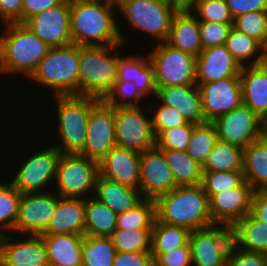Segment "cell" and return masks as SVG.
<instances>
[{"mask_svg":"<svg viewBox=\"0 0 267 266\" xmlns=\"http://www.w3.org/2000/svg\"><path fill=\"white\" fill-rule=\"evenodd\" d=\"M241 68L225 45L210 47L196 57V83L240 77Z\"/></svg>","mask_w":267,"mask_h":266,"instance_id":"23","label":"cell"},{"mask_svg":"<svg viewBox=\"0 0 267 266\" xmlns=\"http://www.w3.org/2000/svg\"><path fill=\"white\" fill-rule=\"evenodd\" d=\"M232 243L248 252L267 255V223L258 220L251 212L232 227Z\"/></svg>","mask_w":267,"mask_h":266,"instance_id":"30","label":"cell"},{"mask_svg":"<svg viewBox=\"0 0 267 266\" xmlns=\"http://www.w3.org/2000/svg\"><path fill=\"white\" fill-rule=\"evenodd\" d=\"M232 25L199 21L202 49L225 45Z\"/></svg>","mask_w":267,"mask_h":266,"instance_id":"48","label":"cell"},{"mask_svg":"<svg viewBox=\"0 0 267 266\" xmlns=\"http://www.w3.org/2000/svg\"><path fill=\"white\" fill-rule=\"evenodd\" d=\"M147 53L154 68L156 86L196 84V57L165 41Z\"/></svg>","mask_w":267,"mask_h":266,"instance_id":"9","label":"cell"},{"mask_svg":"<svg viewBox=\"0 0 267 266\" xmlns=\"http://www.w3.org/2000/svg\"><path fill=\"white\" fill-rule=\"evenodd\" d=\"M114 146H116L114 107L100 100L90 112L86 141L80 154L99 162Z\"/></svg>","mask_w":267,"mask_h":266,"instance_id":"14","label":"cell"},{"mask_svg":"<svg viewBox=\"0 0 267 266\" xmlns=\"http://www.w3.org/2000/svg\"><path fill=\"white\" fill-rule=\"evenodd\" d=\"M192 266H225L232 244L230 226L213 224L192 230L189 235Z\"/></svg>","mask_w":267,"mask_h":266,"instance_id":"12","label":"cell"},{"mask_svg":"<svg viewBox=\"0 0 267 266\" xmlns=\"http://www.w3.org/2000/svg\"><path fill=\"white\" fill-rule=\"evenodd\" d=\"M190 230L176 225H169L155 218L151 231V252L163 253L185 246L189 242Z\"/></svg>","mask_w":267,"mask_h":266,"instance_id":"36","label":"cell"},{"mask_svg":"<svg viewBox=\"0 0 267 266\" xmlns=\"http://www.w3.org/2000/svg\"><path fill=\"white\" fill-rule=\"evenodd\" d=\"M0 35V75L22 74L30 78L49 46L23 23H7Z\"/></svg>","mask_w":267,"mask_h":266,"instance_id":"3","label":"cell"},{"mask_svg":"<svg viewBox=\"0 0 267 266\" xmlns=\"http://www.w3.org/2000/svg\"><path fill=\"white\" fill-rule=\"evenodd\" d=\"M122 46H79V95L100 100L107 96L117 81Z\"/></svg>","mask_w":267,"mask_h":266,"instance_id":"4","label":"cell"},{"mask_svg":"<svg viewBox=\"0 0 267 266\" xmlns=\"http://www.w3.org/2000/svg\"><path fill=\"white\" fill-rule=\"evenodd\" d=\"M154 266H192L189 242L168 252L151 253Z\"/></svg>","mask_w":267,"mask_h":266,"instance_id":"49","label":"cell"},{"mask_svg":"<svg viewBox=\"0 0 267 266\" xmlns=\"http://www.w3.org/2000/svg\"><path fill=\"white\" fill-rule=\"evenodd\" d=\"M157 102H158L157 107L155 106L154 108L151 109L150 104L147 105L148 107H146V109L149 108V110H151L149 113L152 114L151 122L154 135L156 138L164 130L173 127H179L181 125H185L188 123L187 120L181 115V113L177 109L167 106L165 104H161L159 101Z\"/></svg>","mask_w":267,"mask_h":266,"instance_id":"46","label":"cell"},{"mask_svg":"<svg viewBox=\"0 0 267 266\" xmlns=\"http://www.w3.org/2000/svg\"><path fill=\"white\" fill-rule=\"evenodd\" d=\"M105 1L118 6L123 0H105Z\"/></svg>","mask_w":267,"mask_h":266,"instance_id":"59","label":"cell"},{"mask_svg":"<svg viewBox=\"0 0 267 266\" xmlns=\"http://www.w3.org/2000/svg\"><path fill=\"white\" fill-rule=\"evenodd\" d=\"M165 42L197 57L203 50L199 20L193 13L175 14Z\"/></svg>","mask_w":267,"mask_h":266,"instance_id":"29","label":"cell"},{"mask_svg":"<svg viewBox=\"0 0 267 266\" xmlns=\"http://www.w3.org/2000/svg\"><path fill=\"white\" fill-rule=\"evenodd\" d=\"M152 229H115L109 236L116 252H151Z\"/></svg>","mask_w":267,"mask_h":266,"instance_id":"41","label":"cell"},{"mask_svg":"<svg viewBox=\"0 0 267 266\" xmlns=\"http://www.w3.org/2000/svg\"><path fill=\"white\" fill-rule=\"evenodd\" d=\"M117 8L132 29L149 34L156 44L166 41L176 14L165 0H123Z\"/></svg>","mask_w":267,"mask_h":266,"instance_id":"8","label":"cell"},{"mask_svg":"<svg viewBox=\"0 0 267 266\" xmlns=\"http://www.w3.org/2000/svg\"><path fill=\"white\" fill-rule=\"evenodd\" d=\"M176 187L172 169L160 149L154 147L141 153L139 190L143 198L155 200Z\"/></svg>","mask_w":267,"mask_h":266,"instance_id":"17","label":"cell"},{"mask_svg":"<svg viewBox=\"0 0 267 266\" xmlns=\"http://www.w3.org/2000/svg\"><path fill=\"white\" fill-rule=\"evenodd\" d=\"M117 6L105 0L70 1V31L79 46H113L127 43L118 26ZM117 16V17H116Z\"/></svg>","mask_w":267,"mask_h":266,"instance_id":"1","label":"cell"},{"mask_svg":"<svg viewBox=\"0 0 267 266\" xmlns=\"http://www.w3.org/2000/svg\"><path fill=\"white\" fill-rule=\"evenodd\" d=\"M176 14L193 13L199 0H165Z\"/></svg>","mask_w":267,"mask_h":266,"instance_id":"56","label":"cell"},{"mask_svg":"<svg viewBox=\"0 0 267 266\" xmlns=\"http://www.w3.org/2000/svg\"><path fill=\"white\" fill-rule=\"evenodd\" d=\"M50 266H82L83 235H40Z\"/></svg>","mask_w":267,"mask_h":266,"instance_id":"28","label":"cell"},{"mask_svg":"<svg viewBox=\"0 0 267 266\" xmlns=\"http://www.w3.org/2000/svg\"><path fill=\"white\" fill-rule=\"evenodd\" d=\"M56 205L57 194L52 191L22 194L14 231L24 236L42 235L53 216Z\"/></svg>","mask_w":267,"mask_h":266,"instance_id":"16","label":"cell"},{"mask_svg":"<svg viewBox=\"0 0 267 266\" xmlns=\"http://www.w3.org/2000/svg\"><path fill=\"white\" fill-rule=\"evenodd\" d=\"M146 55L123 56L120 54L116 82L133 81L145 98L151 96L154 99L157 91L154 68L147 53Z\"/></svg>","mask_w":267,"mask_h":266,"instance_id":"25","label":"cell"},{"mask_svg":"<svg viewBox=\"0 0 267 266\" xmlns=\"http://www.w3.org/2000/svg\"><path fill=\"white\" fill-rule=\"evenodd\" d=\"M23 0H0L2 23H22Z\"/></svg>","mask_w":267,"mask_h":266,"instance_id":"53","label":"cell"},{"mask_svg":"<svg viewBox=\"0 0 267 266\" xmlns=\"http://www.w3.org/2000/svg\"><path fill=\"white\" fill-rule=\"evenodd\" d=\"M225 266H267V255L242 250L232 243L226 256Z\"/></svg>","mask_w":267,"mask_h":266,"instance_id":"50","label":"cell"},{"mask_svg":"<svg viewBox=\"0 0 267 266\" xmlns=\"http://www.w3.org/2000/svg\"><path fill=\"white\" fill-rule=\"evenodd\" d=\"M166 163L172 169L177 186H195L202 184V165L193 160L187 151L160 149Z\"/></svg>","mask_w":267,"mask_h":266,"instance_id":"32","label":"cell"},{"mask_svg":"<svg viewBox=\"0 0 267 266\" xmlns=\"http://www.w3.org/2000/svg\"><path fill=\"white\" fill-rule=\"evenodd\" d=\"M62 152L53 144L24 158L11 183L22 193L45 192L51 182L55 184L57 165ZM46 187V189H45Z\"/></svg>","mask_w":267,"mask_h":266,"instance_id":"11","label":"cell"},{"mask_svg":"<svg viewBox=\"0 0 267 266\" xmlns=\"http://www.w3.org/2000/svg\"><path fill=\"white\" fill-rule=\"evenodd\" d=\"M144 108L141 106L114 107L116 146L138 153L156 147L151 114L147 117L146 113L149 109Z\"/></svg>","mask_w":267,"mask_h":266,"instance_id":"10","label":"cell"},{"mask_svg":"<svg viewBox=\"0 0 267 266\" xmlns=\"http://www.w3.org/2000/svg\"><path fill=\"white\" fill-rule=\"evenodd\" d=\"M263 136L267 138V118L263 121Z\"/></svg>","mask_w":267,"mask_h":266,"instance_id":"58","label":"cell"},{"mask_svg":"<svg viewBox=\"0 0 267 266\" xmlns=\"http://www.w3.org/2000/svg\"><path fill=\"white\" fill-rule=\"evenodd\" d=\"M140 155L136 151L114 146L99 161V175L139 189Z\"/></svg>","mask_w":267,"mask_h":266,"instance_id":"21","label":"cell"},{"mask_svg":"<svg viewBox=\"0 0 267 266\" xmlns=\"http://www.w3.org/2000/svg\"><path fill=\"white\" fill-rule=\"evenodd\" d=\"M57 106L59 142L56 147L65 154H80L84 149L89 115L100 101L83 95L54 96Z\"/></svg>","mask_w":267,"mask_h":266,"instance_id":"6","label":"cell"},{"mask_svg":"<svg viewBox=\"0 0 267 266\" xmlns=\"http://www.w3.org/2000/svg\"><path fill=\"white\" fill-rule=\"evenodd\" d=\"M263 61L264 64H267V38L265 43L263 44Z\"/></svg>","mask_w":267,"mask_h":266,"instance_id":"57","label":"cell"},{"mask_svg":"<svg viewBox=\"0 0 267 266\" xmlns=\"http://www.w3.org/2000/svg\"><path fill=\"white\" fill-rule=\"evenodd\" d=\"M64 0H23L22 23L31 16L62 3Z\"/></svg>","mask_w":267,"mask_h":266,"instance_id":"54","label":"cell"},{"mask_svg":"<svg viewBox=\"0 0 267 266\" xmlns=\"http://www.w3.org/2000/svg\"><path fill=\"white\" fill-rule=\"evenodd\" d=\"M244 149L234 144L217 141L202 166L203 172L242 171Z\"/></svg>","mask_w":267,"mask_h":266,"instance_id":"35","label":"cell"},{"mask_svg":"<svg viewBox=\"0 0 267 266\" xmlns=\"http://www.w3.org/2000/svg\"><path fill=\"white\" fill-rule=\"evenodd\" d=\"M233 18L248 12H267V0H226Z\"/></svg>","mask_w":267,"mask_h":266,"instance_id":"52","label":"cell"},{"mask_svg":"<svg viewBox=\"0 0 267 266\" xmlns=\"http://www.w3.org/2000/svg\"><path fill=\"white\" fill-rule=\"evenodd\" d=\"M207 122L230 112L243 104L240 77H227L213 82L196 83Z\"/></svg>","mask_w":267,"mask_h":266,"instance_id":"18","label":"cell"},{"mask_svg":"<svg viewBox=\"0 0 267 266\" xmlns=\"http://www.w3.org/2000/svg\"><path fill=\"white\" fill-rule=\"evenodd\" d=\"M145 97L133 81L116 82L103 101L111 107L142 106ZM141 102V103H140Z\"/></svg>","mask_w":267,"mask_h":266,"instance_id":"44","label":"cell"},{"mask_svg":"<svg viewBox=\"0 0 267 266\" xmlns=\"http://www.w3.org/2000/svg\"><path fill=\"white\" fill-rule=\"evenodd\" d=\"M242 171L203 172L202 186L207 195H215L238 187L244 181Z\"/></svg>","mask_w":267,"mask_h":266,"instance_id":"42","label":"cell"},{"mask_svg":"<svg viewBox=\"0 0 267 266\" xmlns=\"http://www.w3.org/2000/svg\"><path fill=\"white\" fill-rule=\"evenodd\" d=\"M156 101L177 109L187 122L203 124L207 120L202 109V98L197 84L157 86Z\"/></svg>","mask_w":267,"mask_h":266,"instance_id":"22","label":"cell"},{"mask_svg":"<svg viewBox=\"0 0 267 266\" xmlns=\"http://www.w3.org/2000/svg\"><path fill=\"white\" fill-rule=\"evenodd\" d=\"M251 213L258 220L267 223V189H259L253 192Z\"/></svg>","mask_w":267,"mask_h":266,"instance_id":"55","label":"cell"},{"mask_svg":"<svg viewBox=\"0 0 267 266\" xmlns=\"http://www.w3.org/2000/svg\"><path fill=\"white\" fill-rule=\"evenodd\" d=\"M29 80L47 87L53 96L79 95V45L49 48Z\"/></svg>","mask_w":267,"mask_h":266,"instance_id":"5","label":"cell"},{"mask_svg":"<svg viewBox=\"0 0 267 266\" xmlns=\"http://www.w3.org/2000/svg\"><path fill=\"white\" fill-rule=\"evenodd\" d=\"M195 125L188 122L185 125L164 130L156 138V147L158 149H173L178 151L187 150Z\"/></svg>","mask_w":267,"mask_h":266,"instance_id":"47","label":"cell"},{"mask_svg":"<svg viewBox=\"0 0 267 266\" xmlns=\"http://www.w3.org/2000/svg\"><path fill=\"white\" fill-rule=\"evenodd\" d=\"M113 266H154L150 252H116Z\"/></svg>","mask_w":267,"mask_h":266,"instance_id":"51","label":"cell"},{"mask_svg":"<svg viewBox=\"0 0 267 266\" xmlns=\"http://www.w3.org/2000/svg\"><path fill=\"white\" fill-rule=\"evenodd\" d=\"M154 202L156 219L163 223L190 231L213 225L209 198L202 185L177 186Z\"/></svg>","mask_w":267,"mask_h":266,"instance_id":"2","label":"cell"},{"mask_svg":"<svg viewBox=\"0 0 267 266\" xmlns=\"http://www.w3.org/2000/svg\"><path fill=\"white\" fill-rule=\"evenodd\" d=\"M225 46L241 67L255 66L264 63L263 45L255 38L233 27L229 32Z\"/></svg>","mask_w":267,"mask_h":266,"instance_id":"34","label":"cell"},{"mask_svg":"<svg viewBox=\"0 0 267 266\" xmlns=\"http://www.w3.org/2000/svg\"><path fill=\"white\" fill-rule=\"evenodd\" d=\"M22 193L9 181H0V235L14 232ZM3 229V230H2Z\"/></svg>","mask_w":267,"mask_h":266,"instance_id":"40","label":"cell"},{"mask_svg":"<svg viewBox=\"0 0 267 266\" xmlns=\"http://www.w3.org/2000/svg\"><path fill=\"white\" fill-rule=\"evenodd\" d=\"M217 141L218 135L212 122L196 124L186 151L193 160L203 166Z\"/></svg>","mask_w":267,"mask_h":266,"instance_id":"38","label":"cell"},{"mask_svg":"<svg viewBox=\"0 0 267 266\" xmlns=\"http://www.w3.org/2000/svg\"><path fill=\"white\" fill-rule=\"evenodd\" d=\"M84 217V235L109 237L116 229L117 214L93 196L85 199Z\"/></svg>","mask_w":267,"mask_h":266,"instance_id":"33","label":"cell"},{"mask_svg":"<svg viewBox=\"0 0 267 266\" xmlns=\"http://www.w3.org/2000/svg\"><path fill=\"white\" fill-rule=\"evenodd\" d=\"M242 172L254 191L267 189V138L262 136L244 148Z\"/></svg>","mask_w":267,"mask_h":266,"instance_id":"31","label":"cell"},{"mask_svg":"<svg viewBox=\"0 0 267 266\" xmlns=\"http://www.w3.org/2000/svg\"><path fill=\"white\" fill-rule=\"evenodd\" d=\"M218 140L243 149L263 136V120L248 106L242 104L212 122Z\"/></svg>","mask_w":267,"mask_h":266,"instance_id":"13","label":"cell"},{"mask_svg":"<svg viewBox=\"0 0 267 266\" xmlns=\"http://www.w3.org/2000/svg\"><path fill=\"white\" fill-rule=\"evenodd\" d=\"M0 260L3 266H50L42 237L34 235H0Z\"/></svg>","mask_w":267,"mask_h":266,"instance_id":"20","label":"cell"},{"mask_svg":"<svg viewBox=\"0 0 267 266\" xmlns=\"http://www.w3.org/2000/svg\"><path fill=\"white\" fill-rule=\"evenodd\" d=\"M98 176V161L81 154L62 153L54 184L57 187L56 194L60 197L82 199L92 197Z\"/></svg>","mask_w":267,"mask_h":266,"instance_id":"7","label":"cell"},{"mask_svg":"<svg viewBox=\"0 0 267 266\" xmlns=\"http://www.w3.org/2000/svg\"><path fill=\"white\" fill-rule=\"evenodd\" d=\"M239 76L243 104L264 121L267 118V64L244 66Z\"/></svg>","mask_w":267,"mask_h":266,"instance_id":"26","label":"cell"},{"mask_svg":"<svg viewBox=\"0 0 267 266\" xmlns=\"http://www.w3.org/2000/svg\"><path fill=\"white\" fill-rule=\"evenodd\" d=\"M36 36L50 48L73 43L70 31V0L45 9L24 23Z\"/></svg>","mask_w":267,"mask_h":266,"instance_id":"15","label":"cell"},{"mask_svg":"<svg viewBox=\"0 0 267 266\" xmlns=\"http://www.w3.org/2000/svg\"><path fill=\"white\" fill-rule=\"evenodd\" d=\"M194 11L193 15L199 21L233 24L234 18L230 13L226 0L198 1Z\"/></svg>","mask_w":267,"mask_h":266,"instance_id":"45","label":"cell"},{"mask_svg":"<svg viewBox=\"0 0 267 266\" xmlns=\"http://www.w3.org/2000/svg\"><path fill=\"white\" fill-rule=\"evenodd\" d=\"M85 199L60 197L56 209L42 235L75 234L85 232Z\"/></svg>","mask_w":267,"mask_h":266,"instance_id":"24","label":"cell"},{"mask_svg":"<svg viewBox=\"0 0 267 266\" xmlns=\"http://www.w3.org/2000/svg\"><path fill=\"white\" fill-rule=\"evenodd\" d=\"M93 197L116 214L132 209L143 199L138 188L119 184L101 175L97 177Z\"/></svg>","mask_w":267,"mask_h":266,"instance_id":"27","label":"cell"},{"mask_svg":"<svg viewBox=\"0 0 267 266\" xmlns=\"http://www.w3.org/2000/svg\"><path fill=\"white\" fill-rule=\"evenodd\" d=\"M115 254L110 237L83 235L82 266H113Z\"/></svg>","mask_w":267,"mask_h":266,"instance_id":"37","label":"cell"},{"mask_svg":"<svg viewBox=\"0 0 267 266\" xmlns=\"http://www.w3.org/2000/svg\"><path fill=\"white\" fill-rule=\"evenodd\" d=\"M155 218L154 200L143 198L132 209L117 214L116 229H152Z\"/></svg>","mask_w":267,"mask_h":266,"instance_id":"39","label":"cell"},{"mask_svg":"<svg viewBox=\"0 0 267 266\" xmlns=\"http://www.w3.org/2000/svg\"><path fill=\"white\" fill-rule=\"evenodd\" d=\"M253 188L244 180L238 187L223 191L209 198L213 224L232 227L251 212Z\"/></svg>","mask_w":267,"mask_h":266,"instance_id":"19","label":"cell"},{"mask_svg":"<svg viewBox=\"0 0 267 266\" xmlns=\"http://www.w3.org/2000/svg\"><path fill=\"white\" fill-rule=\"evenodd\" d=\"M233 28L255 38L262 45L267 38V12H248L233 19Z\"/></svg>","mask_w":267,"mask_h":266,"instance_id":"43","label":"cell"}]
</instances>
